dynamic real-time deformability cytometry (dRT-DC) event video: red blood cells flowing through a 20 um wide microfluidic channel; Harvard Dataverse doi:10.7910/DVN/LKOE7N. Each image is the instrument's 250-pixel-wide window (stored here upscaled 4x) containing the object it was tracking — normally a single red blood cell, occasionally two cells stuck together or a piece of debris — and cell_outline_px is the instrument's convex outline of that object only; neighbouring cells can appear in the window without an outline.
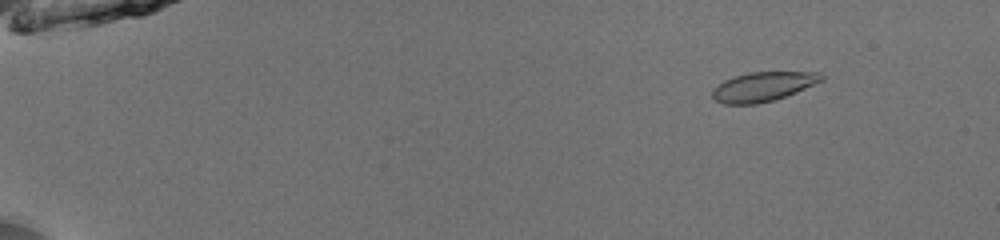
{"species": "common noctule bat (a hibernating species)", "species_latin": "Nyctalus noctula", "temperature_condition": "room temperature", "stored_images_in_passage": 54, "camera_frame_rate_fps": 3000, "um_per_image_px": 0.085, "animal": {"sex": "male", "body_mass_g": 13.0, "forearm_length_mm": 53.1}, "frame": {"image": 1, "passage_image": 8, "time_ms": 2.333, "image_size_px": [1000, 240], "cell_outline_px": [[824, 80], [796, 92], [772, 100], [756, 104], [724, 104], [716, 100], [712, 96], [712, 88], [716, 84], [732, 76], [748, 72], [820, 72], [824, 76]], "centroid_in_image_um": [64.82, 7.35], "position_along_channel_um": 20.2, "area_um2": 18.73}}
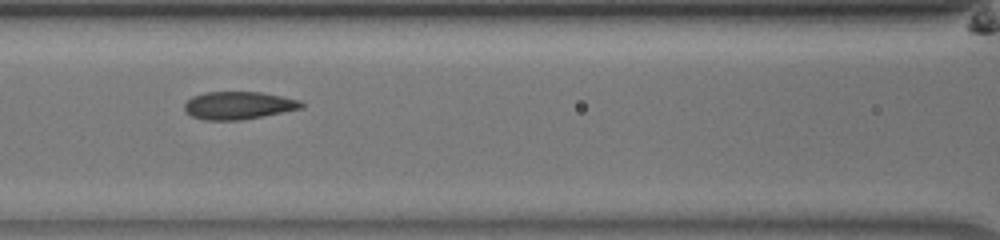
{"frame": {"image": 2, "passage_image": 27, "time_ms": 8.667, "image_size_px": [1000, 240], "cell_outline_px": [[304, 108], [240, 120], [204, 120], [192, 116], [184, 112], [184, 104], [192, 96], [204, 92], [260, 92], [300, 100], [304, 104]], "centroid_in_image_um": [20.24, 8.96], "position_along_channel_um": 146.4, "area_um2": 18.9}}
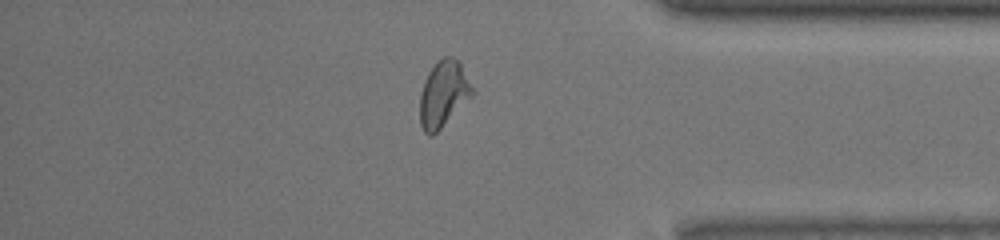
{"frame": {"image": 3, "passage_image": 47, "time_ms": 15.333, "image_size_px": [1000, 240], "cell_outline_px": [[472, 96], [432, 136], [428, 136], [424, 132], [420, 124], [420, 92], [424, 80], [428, 72], [444, 56], [452, 56], [460, 60], [472, 88]], "centroid_in_image_um": [37.67, 7.97], "position_along_channel_um": 397.5, "area_um2": 19.94}, "authors_computed_cell_mechanics": {"area_um2": 19.1607, "velocity_mm_per_s": 3.9551, "shape_relaxation_time_tau1_ms": 9.2213, "shape_relaxation_time_tau2_ms": 1.5171, "deformation_change_tau1": 0.2123, "deformation_change_tau2": 0.0361}}